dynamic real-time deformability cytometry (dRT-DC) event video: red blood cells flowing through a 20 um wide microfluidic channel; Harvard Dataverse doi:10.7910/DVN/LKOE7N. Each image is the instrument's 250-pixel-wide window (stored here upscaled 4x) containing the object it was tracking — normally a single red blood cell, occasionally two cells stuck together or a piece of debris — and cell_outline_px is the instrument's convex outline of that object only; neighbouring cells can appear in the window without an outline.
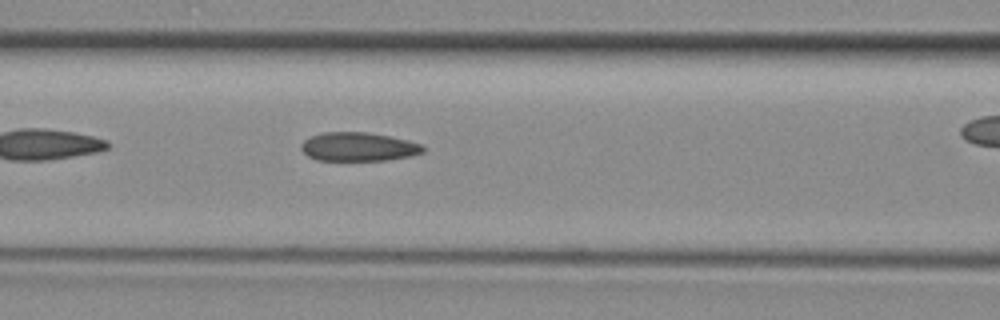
{"species": "common noctule bat (a hibernating species)", "species_latin": "Nyctalus noctula", "temperature_condition": "room temperature", "stored_images_in_passage": 12, "camera_frame_rate_fps": 3000, "um_per_image_px": 0.085, "animal": {"sex": "female", "body_mass_g": 29.2, "forearm_length_mm": 56.3}, "frame": {"image": 1, "passage_image": 6, "time_ms": 1.667, "image_size_px": [1000, 320], "cell_outline_px": [[424, 152], [412, 156], [388, 160], [316, 160], [308, 156], [300, 148], [300, 144], [304, 140], [312, 136], [324, 132], [368, 132], [408, 140], [424, 144]], "centroid_in_image_um": [30.49, 12.48], "position_along_channel_um": 136.1, "area_um2": 20.52}}